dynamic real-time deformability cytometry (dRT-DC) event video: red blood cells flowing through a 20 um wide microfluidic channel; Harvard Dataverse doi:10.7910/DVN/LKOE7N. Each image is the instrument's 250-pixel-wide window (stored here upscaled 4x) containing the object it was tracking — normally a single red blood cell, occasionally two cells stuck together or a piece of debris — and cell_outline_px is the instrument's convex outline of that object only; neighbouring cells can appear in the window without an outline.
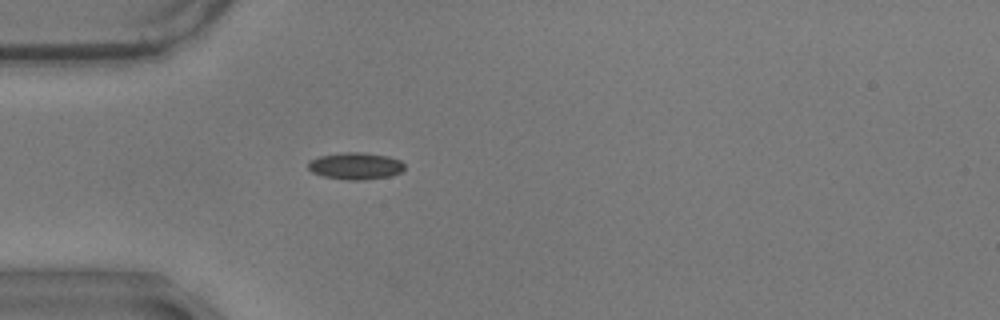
{"species": "common noctule bat (a hibernating species)", "species_latin": "Nyctalus noctula", "temperature_condition": "warm", "stored_images_in_passage": 29, "camera_frame_rate_fps": 3000, "um_per_image_px": 0.085, "animal": {"sex": "male", "body_mass_g": 17.9}, "frame": {"image": 1, "passage_image": 1, "time_ms": 0.0, "image_size_px": [1000, 320], "cell_outline_px": [[404, 168], [400, 172], [388, 176], [364, 180], [348, 180], [324, 176], [312, 172], [308, 168], [308, 160], [320, 156], [344, 152], [360, 152], [388, 156], [400, 160], [404, 164]], "centroid_in_image_um": [30.2, 14.1], "position_along_channel_um": 54.8, "area_um2": 15.03}}
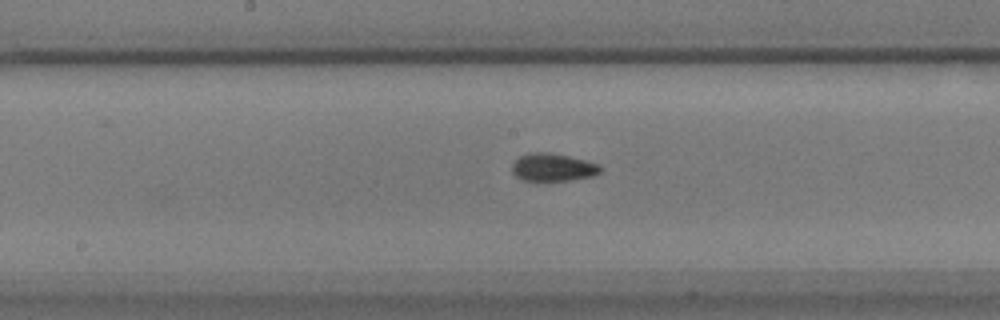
{"frame": {"image": 2, "passage_image": 14, "time_ms": 4.333, "image_size_px": [1000, 320], "cell_outline_px": [[604, 168], [600, 172], [592, 176], [572, 180], [524, 180], [516, 176], [512, 172], [512, 164], [520, 156], [528, 152], [548, 152], [568, 156], [600, 164]], "centroid_in_image_um": [47.01, 14.21], "position_along_channel_um": 201.2, "area_um2": 14.28}}
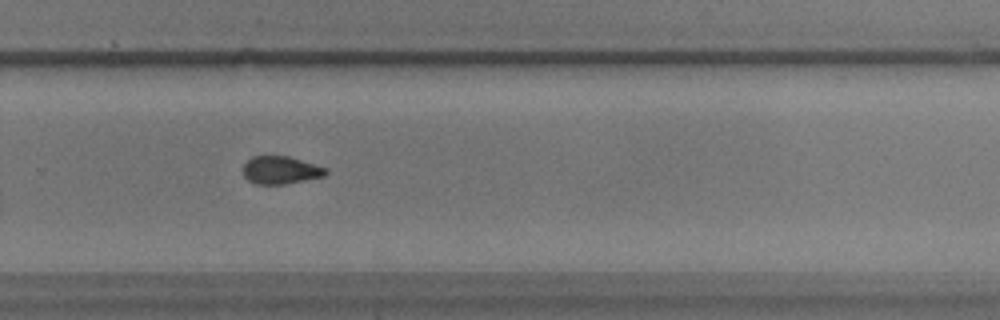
{"frame": {"image": 3, "passage_image": 23, "time_ms": 7.333, "image_size_px": [1000, 320], "cell_outline_px": [[328, 172], [324, 176], [284, 184], [256, 184], [248, 180], [244, 176], [244, 164], [252, 156], [288, 156], [328, 168]], "centroid_in_image_um": [23.86, 14.46], "position_along_channel_um": 305.9, "area_um2": 13.29}, "authors_computed_cell_mechanics": {"area_um2": 14.5078, "velocity_mm_per_s": 3.5058, "shape_relaxation_time_tau1_ms": 7.4794, "shape_relaxation_time_tau2_ms": 2.6962, "deformation_change_tau1": 0.1143, "deformation_change_tau2": 0.0785}}